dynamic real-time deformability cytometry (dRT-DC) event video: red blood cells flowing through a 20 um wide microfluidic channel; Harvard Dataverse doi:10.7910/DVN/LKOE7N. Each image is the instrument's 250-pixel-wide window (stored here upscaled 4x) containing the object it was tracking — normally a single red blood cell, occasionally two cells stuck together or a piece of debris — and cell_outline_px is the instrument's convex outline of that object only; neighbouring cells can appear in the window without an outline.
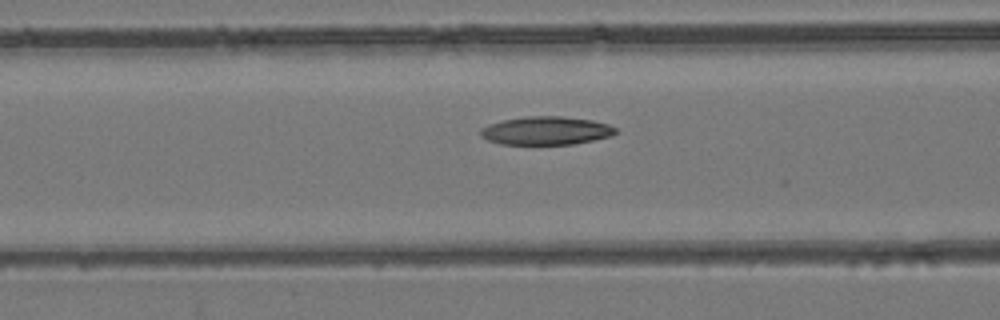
{"species": "common noctule bat (a hibernating species)", "species_latin": "Nyctalus noctula", "temperature_condition": "room temperature", "stored_images_in_passage": 38, "camera_frame_rate_fps": 3000, "um_per_image_px": 0.085, "animal": {"sex": "female", "body_mass_g": 24.6, "forearm_length_mm": 56.2}, "frame": {"image": 1, "passage_image": 9, "time_ms": 2.667, "image_size_px": [1000, 320], "cell_outline_px": [[616, 132], [612, 136], [572, 144], [500, 144], [488, 140], [480, 136], [480, 128], [488, 124], [504, 120], [524, 116], [560, 116], [592, 120], [608, 124], [616, 128]], "centroid_in_image_um": [46.39, 11.1], "position_along_channel_um": 120.2, "area_um2": 22.25}}
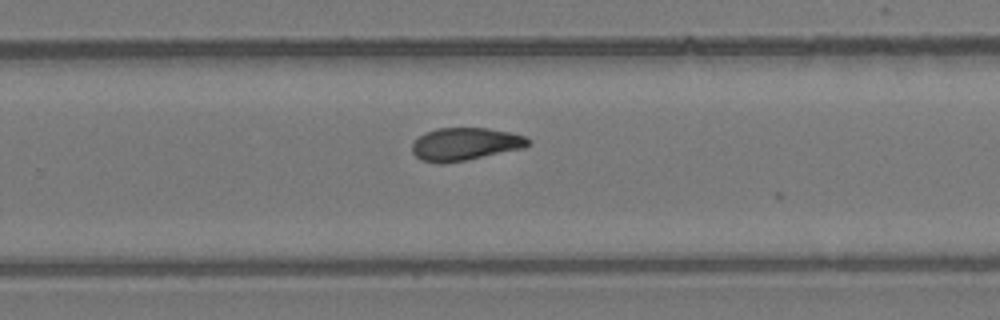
{"frame": {"image": 2, "passage_image": 21, "time_ms": 6.667, "image_size_px": [1000, 320], "cell_outline_px": [[528, 144], [524, 148], [468, 160], [440, 164], [420, 160], [412, 152], [412, 144], [424, 132], [436, 128], [488, 128], [508, 132], [524, 136], [528, 140]], "centroid_in_image_um": [39.49, 12.26], "position_along_channel_um": 290.3, "area_um2": 22.14}}
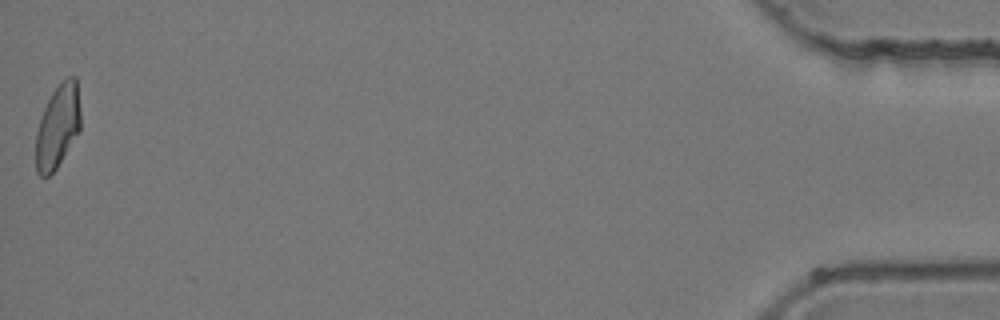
{"frame": {"image": 3, "passage_image": 38, "time_ms": 12.333, "image_size_px": [1000, 320], "cell_outline_px": [[80, 132], [56, 168], [48, 176], [40, 176], [36, 172], [36, 132], [44, 108], [52, 92], [60, 80], [68, 76], [76, 76], [80, 108]], "centroid_in_image_um": [4.92, 10.71], "position_along_channel_um": 430.3, "area_um2": 21.91}}